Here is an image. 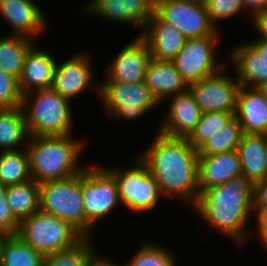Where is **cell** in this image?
Wrapping results in <instances>:
<instances>
[{"instance_id": "obj_21", "label": "cell", "mask_w": 267, "mask_h": 266, "mask_svg": "<svg viewBox=\"0 0 267 266\" xmlns=\"http://www.w3.org/2000/svg\"><path fill=\"white\" fill-rule=\"evenodd\" d=\"M33 45L24 59L19 85L22 95L36 90L50 89L57 60L48 51Z\"/></svg>"}, {"instance_id": "obj_35", "label": "cell", "mask_w": 267, "mask_h": 266, "mask_svg": "<svg viewBox=\"0 0 267 266\" xmlns=\"http://www.w3.org/2000/svg\"><path fill=\"white\" fill-rule=\"evenodd\" d=\"M205 5L210 21L216 29L218 21L230 19L245 10L242 0H207Z\"/></svg>"}, {"instance_id": "obj_46", "label": "cell", "mask_w": 267, "mask_h": 266, "mask_svg": "<svg viewBox=\"0 0 267 266\" xmlns=\"http://www.w3.org/2000/svg\"><path fill=\"white\" fill-rule=\"evenodd\" d=\"M265 149H266V155H267V134L265 135Z\"/></svg>"}, {"instance_id": "obj_15", "label": "cell", "mask_w": 267, "mask_h": 266, "mask_svg": "<svg viewBox=\"0 0 267 266\" xmlns=\"http://www.w3.org/2000/svg\"><path fill=\"white\" fill-rule=\"evenodd\" d=\"M83 6L84 14L99 16L106 21L128 23L144 31L148 20L155 12V0H89Z\"/></svg>"}, {"instance_id": "obj_44", "label": "cell", "mask_w": 267, "mask_h": 266, "mask_svg": "<svg viewBox=\"0 0 267 266\" xmlns=\"http://www.w3.org/2000/svg\"><path fill=\"white\" fill-rule=\"evenodd\" d=\"M260 90L264 93L265 98L267 99V83L264 84V85H262V86L260 87Z\"/></svg>"}, {"instance_id": "obj_5", "label": "cell", "mask_w": 267, "mask_h": 266, "mask_svg": "<svg viewBox=\"0 0 267 266\" xmlns=\"http://www.w3.org/2000/svg\"><path fill=\"white\" fill-rule=\"evenodd\" d=\"M17 235L43 256L70 248L84 237L69 222L41 209L19 223Z\"/></svg>"}, {"instance_id": "obj_10", "label": "cell", "mask_w": 267, "mask_h": 266, "mask_svg": "<svg viewBox=\"0 0 267 266\" xmlns=\"http://www.w3.org/2000/svg\"><path fill=\"white\" fill-rule=\"evenodd\" d=\"M220 35H209L200 38H190L178 52L172 62L181 73L188 85L212 76L226 64L216 60V47ZM218 61V63H217Z\"/></svg>"}, {"instance_id": "obj_19", "label": "cell", "mask_w": 267, "mask_h": 266, "mask_svg": "<svg viewBox=\"0 0 267 266\" xmlns=\"http://www.w3.org/2000/svg\"><path fill=\"white\" fill-rule=\"evenodd\" d=\"M242 174L237 150L212 155H199L198 185L200 193L225 184Z\"/></svg>"}, {"instance_id": "obj_47", "label": "cell", "mask_w": 267, "mask_h": 266, "mask_svg": "<svg viewBox=\"0 0 267 266\" xmlns=\"http://www.w3.org/2000/svg\"><path fill=\"white\" fill-rule=\"evenodd\" d=\"M4 236H5L4 234L0 233V248H1V242Z\"/></svg>"}, {"instance_id": "obj_42", "label": "cell", "mask_w": 267, "mask_h": 266, "mask_svg": "<svg viewBox=\"0 0 267 266\" xmlns=\"http://www.w3.org/2000/svg\"><path fill=\"white\" fill-rule=\"evenodd\" d=\"M258 39V40H257ZM254 41L249 42V44L267 60V41L257 38Z\"/></svg>"}, {"instance_id": "obj_43", "label": "cell", "mask_w": 267, "mask_h": 266, "mask_svg": "<svg viewBox=\"0 0 267 266\" xmlns=\"http://www.w3.org/2000/svg\"><path fill=\"white\" fill-rule=\"evenodd\" d=\"M256 228L257 237L260 238L259 240L263 243V247L267 250V226H256Z\"/></svg>"}, {"instance_id": "obj_45", "label": "cell", "mask_w": 267, "mask_h": 266, "mask_svg": "<svg viewBox=\"0 0 267 266\" xmlns=\"http://www.w3.org/2000/svg\"><path fill=\"white\" fill-rule=\"evenodd\" d=\"M187 1H192V2H197V3H201V4H206L207 0H187Z\"/></svg>"}, {"instance_id": "obj_23", "label": "cell", "mask_w": 267, "mask_h": 266, "mask_svg": "<svg viewBox=\"0 0 267 266\" xmlns=\"http://www.w3.org/2000/svg\"><path fill=\"white\" fill-rule=\"evenodd\" d=\"M242 44L230 52L231 64L238 75L236 79L241 86L260 88L267 83V60L248 42Z\"/></svg>"}, {"instance_id": "obj_14", "label": "cell", "mask_w": 267, "mask_h": 266, "mask_svg": "<svg viewBox=\"0 0 267 266\" xmlns=\"http://www.w3.org/2000/svg\"><path fill=\"white\" fill-rule=\"evenodd\" d=\"M151 59L149 45L137 36L114 57L106 68L104 82L138 83L144 81L146 68Z\"/></svg>"}, {"instance_id": "obj_39", "label": "cell", "mask_w": 267, "mask_h": 266, "mask_svg": "<svg viewBox=\"0 0 267 266\" xmlns=\"http://www.w3.org/2000/svg\"><path fill=\"white\" fill-rule=\"evenodd\" d=\"M245 9H250L252 18L267 9V0H242Z\"/></svg>"}, {"instance_id": "obj_13", "label": "cell", "mask_w": 267, "mask_h": 266, "mask_svg": "<svg viewBox=\"0 0 267 266\" xmlns=\"http://www.w3.org/2000/svg\"><path fill=\"white\" fill-rule=\"evenodd\" d=\"M91 60L89 53L81 51L60 64L57 62L51 88L70 101L87 88H92L99 97L100 86L94 82Z\"/></svg>"}, {"instance_id": "obj_6", "label": "cell", "mask_w": 267, "mask_h": 266, "mask_svg": "<svg viewBox=\"0 0 267 266\" xmlns=\"http://www.w3.org/2000/svg\"><path fill=\"white\" fill-rule=\"evenodd\" d=\"M82 196L85 237H92V230L97 222L109 215L120 204L115 175L107 167L85 165L82 171Z\"/></svg>"}, {"instance_id": "obj_7", "label": "cell", "mask_w": 267, "mask_h": 266, "mask_svg": "<svg viewBox=\"0 0 267 266\" xmlns=\"http://www.w3.org/2000/svg\"><path fill=\"white\" fill-rule=\"evenodd\" d=\"M40 186V209L76 228L85 237L82 172L71 177L47 181Z\"/></svg>"}, {"instance_id": "obj_30", "label": "cell", "mask_w": 267, "mask_h": 266, "mask_svg": "<svg viewBox=\"0 0 267 266\" xmlns=\"http://www.w3.org/2000/svg\"><path fill=\"white\" fill-rule=\"evenodd\" d=\"M92 237H83L74 246L45 255L41 266H89L97 252Z\"/></svg>"}, {"instance_id": "obj_11", "label": "cell", "mask_w": 267, "mask_h": 266, "mask_svg": "<svg viewBox=\"0 0 267 266\" xmlns=\"http://www.w3.org/2000/svg\"><path fill=\"white\" fill-rule=\"evenodd\" d=\"M155 12L187 39L220 35L205 4L187 0H155Z\"/></svg>"}, {"instance_id": "obj_38", "label": "cell", "mask_w": 267, "mask_h": 266, "mask_svg": "<svg viewBox=\"0 0 267 266\" xmlns=\"http://www.w3.org/2000/svg\"><path fill=\"white\" fill-rule=\"evenodd\" d=\"M251 20L260 35L259 39L267 41V9L255 15Z\"/></svg>"}, {"instance_id": "obj_22", "label": "cell", "mask_w": 267, "mask_h": 266, "mask_svg": "<svg viewBox=\"0 0 267 266\" xmlns=\"http://www.w3.org/2000/svg\"><path fill=\"white\" fill-rule=\"evenodd\" d=\"M144 82L160 104L170 96L186 92L189 87L172 61L153 58L147 65Z\"/></svg>"}, {"instance_id": "obj_18", "label": "cell", "mask_w": 267, "mask_h": 266, "mask_svg": "<svg viewBox=\"0 0 267 266\" xmlns=\"http://www.w3.org/2000/svg\"><path fill=\"white\" fill-rule=\"evenodd\" d=\"M140 35L149 45L151 58L158 61H172L188 40L156 12L151 15Z\"/></svg>"}, {"instance_id": "obj_34", "label": "cell", "mask_w": 267, "mask_h": 266, "mask_svg": "<svg viewBox=\"0 0 267 266\" xmlns=\"http://www.w3.org/2000/svg\"><path fill=\"white\" fill-rule=\"evenodd\" d=\"M22 99L19 79L0 68V109L22 106Z\"/></svg>"}, {"instance_id": "obj_1", "label": "cell", "mask_w": 267, "mask_h": 266, "mask_svg": "<svg viewBox=\"0 0 267 266\" xmlns=\"http://www.w3.org/2000/svg\"><path fill=\"white\" fill-rule=\"evenodd\" d=\"M156 134L151 145L138 157L147 165L162 196H178L194 207L200 195L198 150L187 138L170 137L159 131Z\"/></svg>"}, {"instance_id": "obj_26", "label": "cell", "mask_w": 267, "mask_h": 266, "mask_svg": "<svg viewBox=\"0 0 267 266\" xmlns=\"http://www.w3.org/2000/svg\"><path fill=\"white\" fill-rule=\"evenodd\" d=\"M6 198L12 215L20 223L40 209V186L33 179L7 186Z\"/></svg>"}, {"instance_id": "obj_40", "label": "cell", "mask_w": 267, "mask_h": 266, "mask_svg": "<svg viewBox=\"0 0 267 266\" xmlns=\"http://www.w3.org/2000/svg\"><path fill=\"white\" fill-rule=\"evenodd\" d=\"M253 213L257 219L256 226H267V204H253Z\"/></svg>"}, {"instance_id": "obj_33", "label": "cell", "mask_w": 267, "mask_h": 266, "mask_svg": "<svg viewBox=\"0 0 267 266\" xmlns=\"http://www.w3.org/2000/svg\"><path fill=\"white\" fill-rule=\"evenodd\" d=\"M159 243L145 242L131 256L126 266H176V257Z\"/></svg>"}, {"instance_id": "obj_24", "label": "cell", "mask_w": 267, "mask_h": 266, "mask_svg": "<svg viewBox=\"0 0 267 266\" xmlns=\"http://www.w3.org/2000/svg\"><path fill=\"white\" fill-rule=\"evenodd\" d=\"M237 152L242 175L253 184L267 178L265 135L243 134Z\"/></svg>"}, {"instance_id": "obj_41", "label": "cell", "mask_w": 267, "mask_h": 266, "mask_svg": "<svg viewBox=\"0 0 267 266\" xmlns=\"http://www.w3.org/2000/svg\"><path fill=\"white\" fill-rule=\"evenodd\" d=\"M98 253H95L93 258L91 259L90 265L89 266H120L117 263H114V261L107 257H102V255H97ZM123 266V265H122ZM126 266V264L124 265Z\"/></svg>"}, {"instance_id": "obj_9", "label": "cell", "mask_w": 267, "mask_h": 266, "mask_svg": "<svg viewBox=\"0 0 267 266\" xmlns=\"http://www.w3.org/2000/svg\"><path fill=\"white\" fill-rule=\"evenodd\" d=\"M135 161V166L129 169L114 166L108 169L115 175L120 204L142 214L154 209L162 194L147 165L138 157Z\"/></svg>"}, {"instance_id": "obj_29", "label": "cell", "mask_w": 267, "mask_h": 266, "mask_svg": "<svg viewBox=\"0 0 267 266\" xmlns=\"http://www.w3.org/2000/svg\"><path fill=\"white\" fill-rule=\"evenodd\" d=\"M26 145L22 150L0 152V184L11 186L26 182L31 178L29 156Z\"/></svg>"}, {"instance_id": "obj_28", "label": "cell", "mask_w": 267, "mask_h": 266, "mask_svg": "<svg viewBox=\"0 0 267 266\" xmlns=\"http://www.w3.org/2000/svg\"><path fill=\"white\" fill-rule=\"evenodd\" d=\"M43 255L18 235H5L0 248V266H41Z\"/></svg>"}, {"instance_id": "obj_3", "label": "cell", "mask_w": 267, "mask_h": 266, "mask_svg": "<svg viewBox=\"0 0 267 266\" xmlns=\"http://www.w3.org/2000/svg\"><path fill=\"white\" fill-rule=\"evenodd\" d=\"M71 135L29 137L26 150L31 178L35 182L65 179L84 170L85 166L78 161L86 143Z\"/></svg>"}, {"instance_id": "obj_2", "label": "cell", "mask_w": 267, "mask_h": 266, "mask_svg": "<svg viewBox=\"0 0 267 266\" xmlns=\"http://www.w3.org/2000/svg\"><path fill=\"white\" fill-rule=\"evenodd\" d=\"M253 190L254 184L241 174L201 192L193 209L214 231L241 246L247 238L250 214L253 215Z\"/></svg>"}, {"instance_id": "obj_12", "label": "cell", "mask_w": 267, "mask_h": 266, "mask_svg": "<svg viewBox=\"0 0 267 266\" xmlns=\"http://www.w3.org/2000/svg\"><path fill=\"white\" fill-rule=\"evenodd\" d=\"M223 70L189 85L188 91L202 112H236L241 84Z\"/></svg>"}, {"instance_id": "obj_25", "label": "cell", "mask_w": 267, "mask_h": 266, "mask_svg": "<svg viewBox=\"0 0 267 266\" xmlns=\"http://www.w3.org/2000/svg\"><path fill=\"white\" fill-rule=\"evenodd\" d=\"M29 137L22 106L0 109V152L19 150Z\"/></svg>"}, {"instance_id": "obj_27", "label": "cell", "mask_w": 267, "mask_h": 266, "mask_svg": "<svg viewBox=\"0 0 267 266\" xmlns=\"http://www.w3.org/2000/svg\"><path fill=\"white\" fill-rule=\"evenodd\" d=\"M35 40L22 35L7 34L0 37V68L20 79L24 59Z\"/></svg>"}, {"instance_id": "obj_8", "label": "cell", "mask_w": 267, "mask_h": 266, "mask_svg": "<svg viewBox=\"0 0 267 266\" xmlns=\"http://www.w3.org/2000/svg\"><path fill=\"white\" fill-rule=\"evenodd\" d=\"M99 86V99L104 104V112H107V116H113L112 118L134 120L160 105L144 81L103 82Z\"/></svg>"}, {"instance_id": "obj_32", "label": "cell", "mask_w": 267, "mask_h": 266, "mask_svg": "<svg viewBox=\"0 0 267 266\" xmlns=\"http://www.w3.org/2000/svg\"><path fill=\"white\" fill-rule=\"evenodd\" d=\"M235 113L202 112L196 128L187 138L195 149H199L210 137L218 133L233 117Z\"/></svg>"}, {"instance_id": "obj_16", "label": "cell", "mask_w": 267, "mask_h": 266, "mask_svg": "<svg viewBox=\"0 0 267 266\" xmlns=\"http://www.w3.org/2000/svg\"><path fill=\"white\" fill-rule=\"evenodd\" d=\"M45 14L34 0H0V16L13 28V35L39 37L47 26Z\"/></svg>"}, {"instance_id": "obj_17", "label": "cell", "mask_w": 267, "mask_h": 266, "mask_svg": "<svg viewBox=\"0 0 267 266\" xmlns=\"http://www.w3.org/2000/svg\"><path fill=\"white\" fill-rule=\"evenodd\" d=\"M166 100L170 103L168 113L165 112L164 118H161L158 131L170 137L188 138L196 128L202 111L188 90Z\"/></svg>"}, {"instance_id": "obj_20", "label": "cell", "mask_w": 267, "mask_h": 266, "mask_svg": "<svg viewBox=\"0 0 267 266\" xmlns=\"http://www.w3.org/2000/svg\"><path fill=\"white\" fill-rule=\"evenodd\" d=\"M234 116L244 134H267V99L260 88L240 87Z\"/></svg>"}, {"instance_id": "obj_4", "label": "cell", "mask_w": 267, "mask_h": 266, "mask_svg": "<svg viewBox=\"0 0 267 266\" xmlns=\"http://www.w3.org/2000/svg\"><path fill=\"white\" fill-rule=\"evenodd\" d=\"M70 100L52 88L36 90L23 95L22 108L30 136L72 134Z\"/></svg>"}, {"instance_id": "obj_31", "label": "cell", "mask_w": 267, "mask_h": 266, "mask_svg": "<svg viewBox=\"0 0 267 266\" xmlns=\"http://www.w3.org/2000/svg\"><path fill=\"white\" fill-rule=\"evenodd\" d=\"M242 126L234 116L218 133L198 149L199 155H212L237 150L243 136Z\"/></svg>"}, {"instance_id": "obj_36", "label": "cell", "mask_w": 267, "mask_h": 266, "mask_svg": "<svg viewBox=\"0 0 267 266\" xmlns=\"http://www.w3.org/2000/svg\"><path fill=\"white\" fill-rule=\"evenodd\" d=\"M7 187L0 184V233L17 235L19 222L12 215L6 198Z\"/></svg>"}, {"instance_id": "obj_37", "label": "cell", "mask_w": 267, "mask_h": 266, "mask_svg": "<svg viewBox=\"0 0 267 266\" xmlns=\"http://www.w3.org/2000/svg\"><path fill=\"white\" fill-rule=\"evenodd\" d=\"M253 204H267V178L254 183Z\"/></svg>"}]
</instances>
